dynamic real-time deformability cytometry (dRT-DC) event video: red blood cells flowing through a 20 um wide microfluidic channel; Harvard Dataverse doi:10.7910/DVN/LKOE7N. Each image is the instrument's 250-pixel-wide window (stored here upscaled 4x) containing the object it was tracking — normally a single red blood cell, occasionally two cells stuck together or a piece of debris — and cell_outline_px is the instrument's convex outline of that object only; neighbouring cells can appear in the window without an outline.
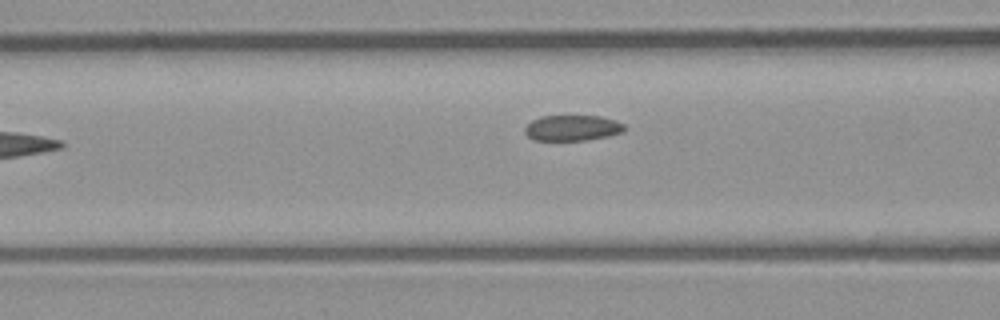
{"species": "common noctule bat (a hibernating species)", "species_latin": "Nyctalus noctula", "temperature_condition": "room temperature", "stored_images_in_passage": 7, "camera_frame_rate_fps": 3000, "um_per_image_px": 0.085, "animal": {"sex": "male", "body_mass_g": 23.1, "forearm_length_mm": 52.7}, "frame": {"image": 1, "passage_image": 6, "time_ms": 6.0, "image_size_px": [1000, 320], "cell_outline_px": [[624, 132], [608, 136], [588, 140], [532, 140], [524, 132], [524, 128], [532, 120], [540, 116], [600, 116], [616, 120], [624, 124]], "centroid_in_image_um": [48.65, 10.87], "position_along_channel_um": 118.0, "area_um2": 14.97}}
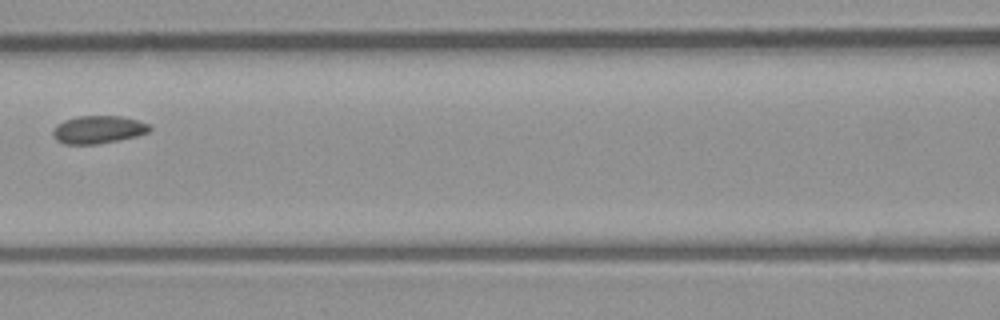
{"frame": {"image": 2, "passage_image": 7, "time_ms": 7.0, "image_size_px": [1000, 320], "cell_outline_px": [[152, 128], [148, 132], [136, 136], [96, 144], [64, 144], [56, 140], [52, 136], [52, 128], [56, 124], [64, 120], [76, 116], [120, 116], [136, 120], [148, 124]], "centroid_in_image_um": [8.28, 11.01], "position_along_channel_um": 158.3, "area_um2": 15.66}}